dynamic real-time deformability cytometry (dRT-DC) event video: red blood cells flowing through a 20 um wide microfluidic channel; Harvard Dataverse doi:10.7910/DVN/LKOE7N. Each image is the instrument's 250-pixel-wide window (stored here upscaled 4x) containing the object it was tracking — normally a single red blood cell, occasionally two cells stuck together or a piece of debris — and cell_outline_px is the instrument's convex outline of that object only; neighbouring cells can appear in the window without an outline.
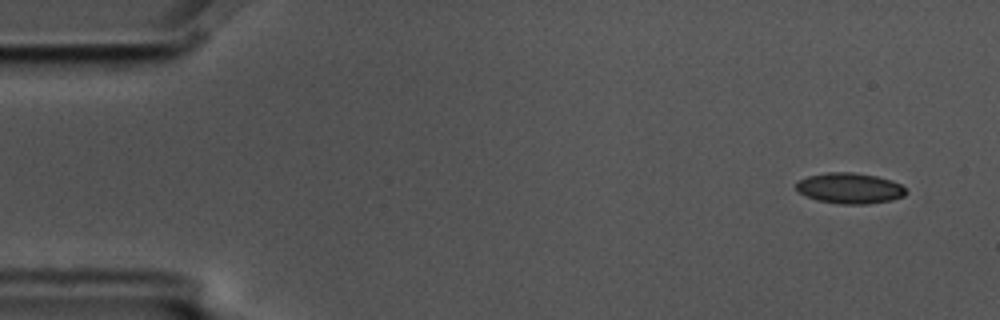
{"species": "common noctule bat (a hibernating species)", "species_latin": "Nyctalus noctula", "temperature_condition": "cold", "stored_images_in_passage": 5, "camera_frame_rate_fps": 3000, "um_per_image_px": 0.085, "animal": {"sex": "male", "body_mass_g": 17.5, "forearm_length_mm": 52.3}, "frame": {"image": 1, "passage_image": 1, "time_ms": 0.0, "image_size_px": [1000, 320], "cell_outline_px": [[908, 192], [904, 196], [892, 200], [868, 204], [840, 204], [816, 200], [800, 192], [796, 188], [796, 180], [808, 176], [828, 172], [852, 172], [876, 176], [892, 180], [900, 184]], "centroid_in_image_um": [72.24, 16.0], "position_along_channel_um": 12.8, "area_um2": 19.71}}
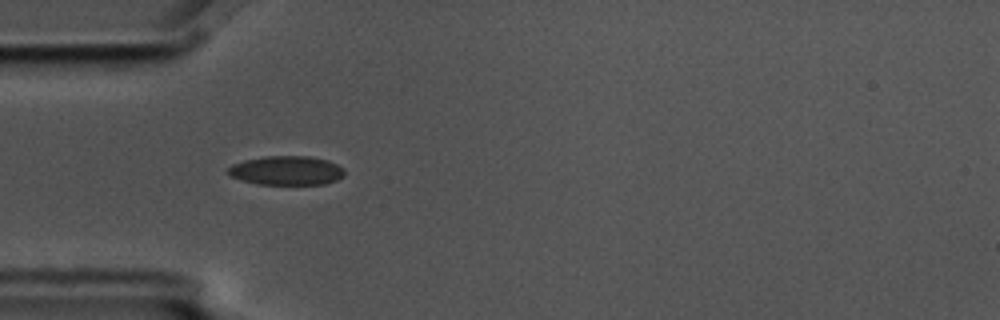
{"frame": {"image": 2, "passage_image": 4, "time_ms": 1.0, "image_size_px": [1000, 320], "cell_outline_px": [[344, 176], [336, 180], [324, 184], [260, 184], [240, 180], [224, 172], [232, 164], [244, 160], [264, 156], [308, 156], [328, 160], [344, 168]], "centroid_in_image_um": [24.33, 14.49], "position_along_channel_um": 60.7, "area_um2": 19.83}}